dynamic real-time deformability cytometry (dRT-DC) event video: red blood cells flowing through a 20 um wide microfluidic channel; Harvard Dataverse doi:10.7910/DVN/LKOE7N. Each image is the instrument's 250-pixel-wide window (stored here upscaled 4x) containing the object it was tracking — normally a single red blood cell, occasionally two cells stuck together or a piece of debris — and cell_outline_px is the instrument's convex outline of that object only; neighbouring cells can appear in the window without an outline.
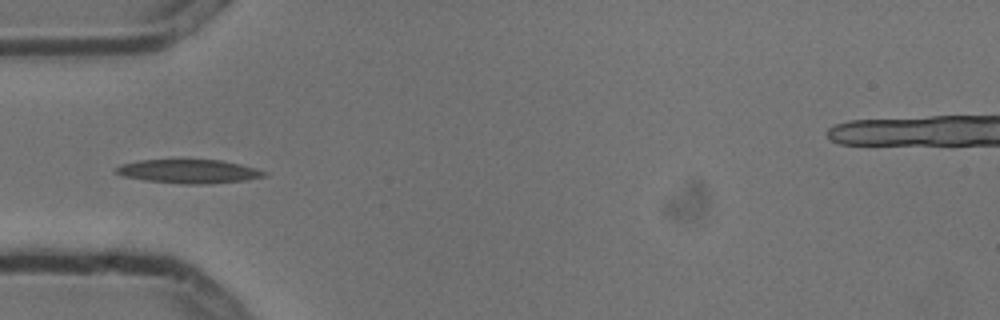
{"species": "common noctule bat (a hibernating species)", "species_latin": "Nyctalus noctula", "temperature_condition": "cold", "stored_images_in_passage": 7, "camera_frame_rate_fps": 3000, "um_per_image_px": 0.085, "animal": {"sex": "male", "body_mass_g": 13.3}, "frame": {"image": 1, "passage_image": 4, "time_ms": 1.0, "image_size_px": [1000, 320], "cell_outline_px": [[268, 176], [248, 180], [212, 184], [184, 184], [144, 180], [124, 176], [112, 172], [112, 168], [120, 164], [140, 160], [220, 160], [240, 164], [256, 168], [268, 172]], "centroid_in_image_um": [16.05, 14.57], "position_along_channel_um": 69.0, "area_um2": 20.87}}
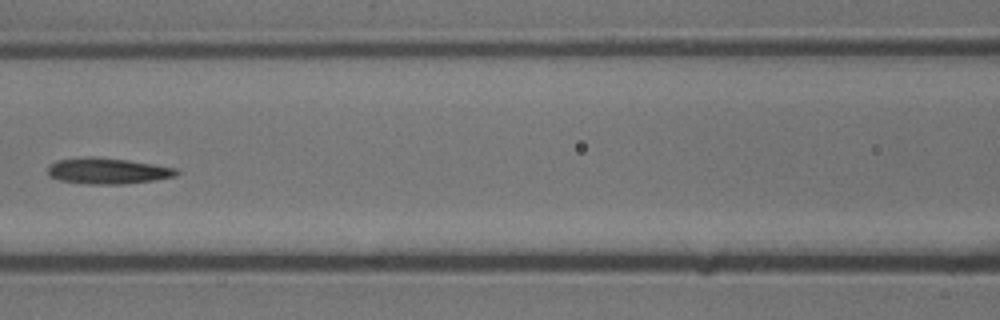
{"frame": {"image": 2, "passage_image": 6, "time_ms": 1.667, "image_size_px": [1000, 320], "cell_outline_px": [[180, 172], [176, 176], [156, 180], [124, 184], [88, 184], [60, 180], [48, 176], [48, 168], [56, 160], [88, 156], [92, 156], [128, 160], [176, 168]], "centroid_in_image_um": [9.16, 14.53], "position_along_channel_um": 157.4, "area_um2": 19.54}}
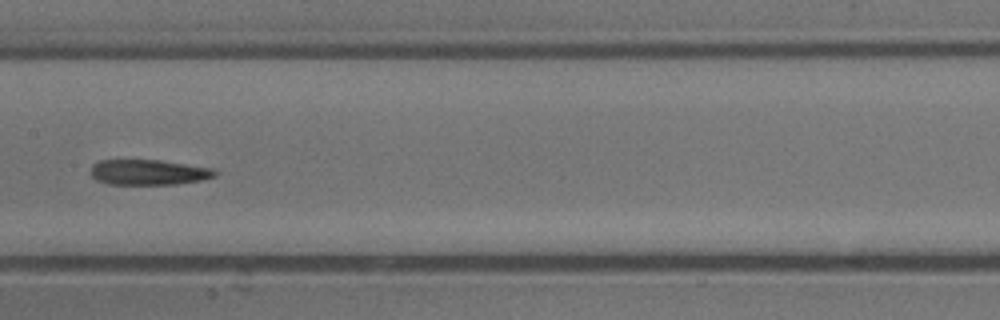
{"frame": {"image": 3, "passage_image": 7, "time_ms": 2.0, "image_size_px": [1000, 320], "cell_outline_px": [[220, 172], [216, 176], [200, 180], [176, 184], [108, 184], [96, 180], [92, 176], [92, 164], [100, 160], [160, 160], [216, 168]], "centroid_in_image_um": [12.69, 14.63], "position_along_channel_um": 194.7, "area_um2": 18.5}}